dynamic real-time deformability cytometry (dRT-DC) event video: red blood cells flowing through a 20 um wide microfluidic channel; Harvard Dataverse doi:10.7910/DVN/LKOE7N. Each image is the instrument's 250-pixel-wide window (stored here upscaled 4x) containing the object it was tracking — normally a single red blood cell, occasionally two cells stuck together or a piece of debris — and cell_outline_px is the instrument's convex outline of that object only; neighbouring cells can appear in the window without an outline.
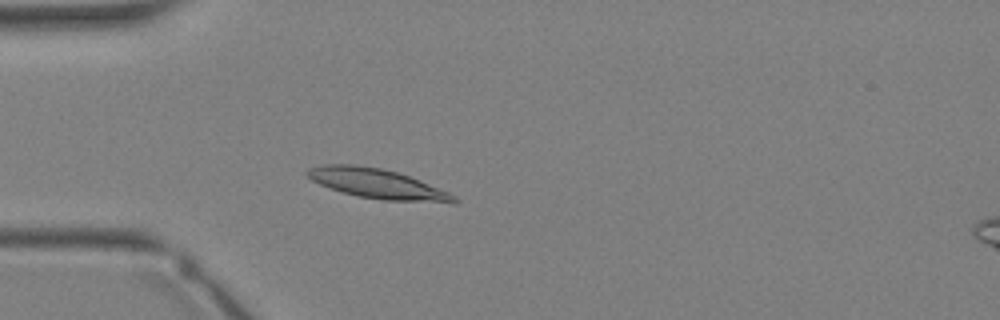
{"species": "Egyptian fruit bat (a non-hibernating species)", "species_latin": "Rousettus aegyptiacus", "temperature_condition": "warm", "stored_images_in_passage": 32, "camera_frame_rate_fps": 3000, "um_per_image_px": 0.085, "animal": {"sex": "female"}, "frame": {"image": 1, "passage_image": 8, "time_ms": 2.333, "image_size_px": [1000, 320], "cell_outline_px": [[460, 200], [456, 204], [452, 204], [384, 200], [356, 196], [320, 184], [312, 180], [304, 172], [308, 168], [320, 164], [352, 164], [380, 168], [396, 172], [408, 176], [448, 192], [456, 196]], "centroid_in_image_um": [32.11, 15.63], "position_along_channel_um": 52.9, "area_um2": 25.49}}
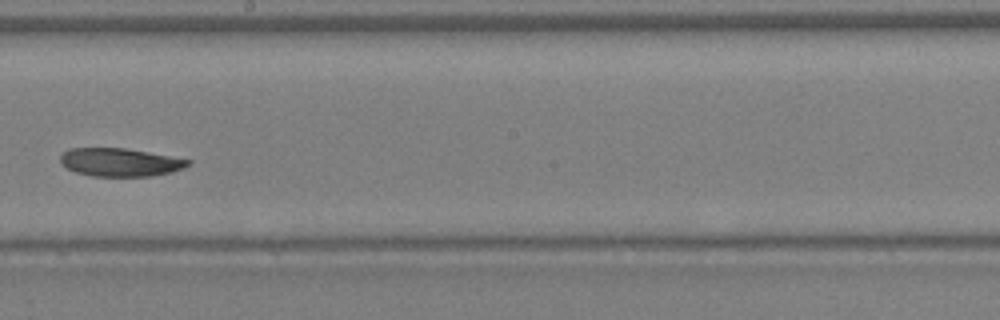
{"frame": {"image": 2, "passage_image": 18, "time_ms": 5.667, "image_size_px": [1000, 320], "cell_outline_px": [[192, 164], [184, 168], [172, 172], [152, 176], [92, 176], [76, 172], [60, 164], [60, 156], [68, 148], [124, 148], [148, 152], [192, 160]], "centroid_in_image_um": [10.22, 13.79], "position_along_channel_um": 238.0, "area_um2": 21.04}}
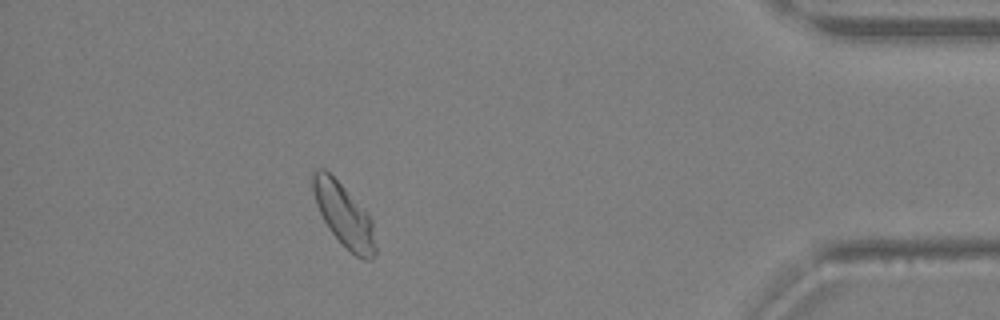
{"frame": {"image": 3, "passage_image": 29, "time_ms": 9.333, "image_size_px": [1000, 320], "cell_outline_px": [[376, 256], [372, 260], [364, 260], [356, 256], [328, 228], [316, 204], [312, 188], [312, 172], [316, 168], [324, 168], [344, 188], [372, 220], [376, 248]], "centroid_in_image_um": [29.22, 18.29], "position_along_channel_um": 406.0, "area_um2": 22.37}}